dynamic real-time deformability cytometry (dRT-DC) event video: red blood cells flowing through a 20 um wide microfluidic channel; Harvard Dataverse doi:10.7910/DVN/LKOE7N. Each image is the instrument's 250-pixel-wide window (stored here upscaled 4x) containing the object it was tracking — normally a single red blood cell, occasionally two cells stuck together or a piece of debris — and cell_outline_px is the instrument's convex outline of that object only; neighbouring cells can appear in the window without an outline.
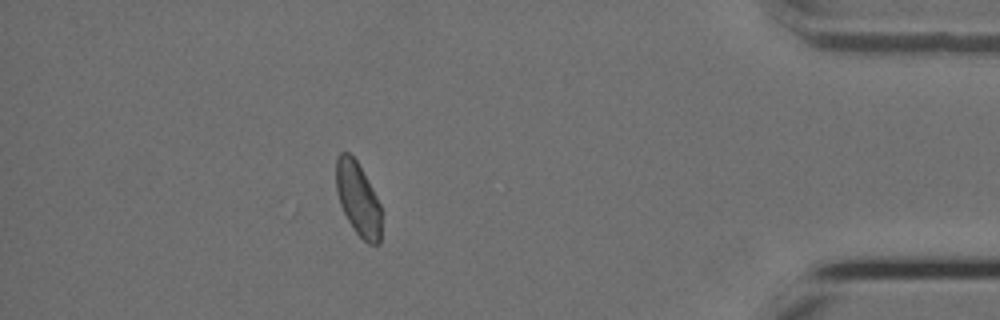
{"species": "Egyptian fruit bat (a non-hibernating species)", "species_latin": "Rousettus aegyptiacus", "temperature_condition": "cold", "stored_images_in_passage": 30, "camera_frame_rate_fps": 3000, "um_per_image_px": 0.085, "animal": {"sex": "female"}, "frame": {"image": 1, "passage_image": 30, "time_ms": 9.667, "image_size_px": [1000, 320], "cell_outline_px": [[380, 244], [368, 244], [356, 232], [348, 220], [340, 204], [336, 192], [336, 156], [340, 152], [348, 152], [356, 160], [372, 188], [380, 204]], "centroid_in_image_um": [30.41, 16.89], "position_along_channel_um": 404.8, "area_um2": 19.13}}